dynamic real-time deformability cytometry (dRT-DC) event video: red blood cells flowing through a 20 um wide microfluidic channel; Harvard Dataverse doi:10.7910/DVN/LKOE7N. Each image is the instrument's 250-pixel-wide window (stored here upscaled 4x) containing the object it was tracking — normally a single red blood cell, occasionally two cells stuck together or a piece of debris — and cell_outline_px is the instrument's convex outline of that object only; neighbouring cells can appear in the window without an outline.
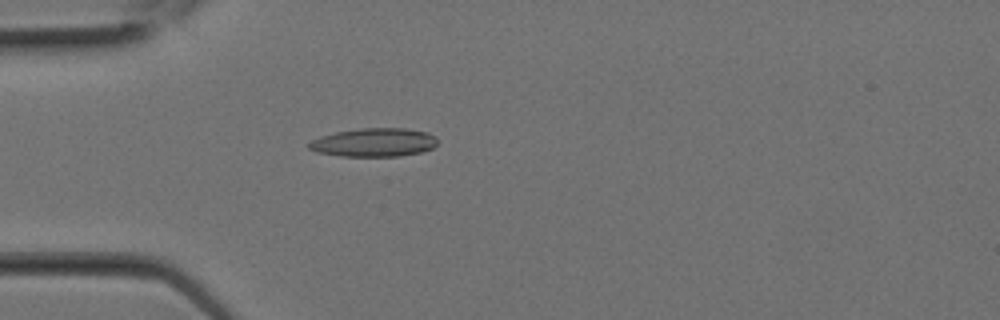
{"species": "Egyptian fruit bat (a non-hibernating species)", "species_latin": "Rousettus aegyptiacus", "temperature_condition": "room temperature", "stored_images_in_passage": 9, "camera_frame_rate_fps": 3000, "um_per_image_px": 0.085, "animal": {"sex": "female"}, "frame": {"image": 1, "passage_image": 7, "time_ms": 2.0, "image_size_px": [1000, 320], "cell_outline_px": [[436, 144], [432, 148], [420, 152], [400, 156], [340, 156], [316, 152], [308, 148], [308, 144], [312, 140], [320, 136], [336, 132], [360, 128], [404, 128], [428, 132], [436, 136]], "centroid_in_image_um": [31.78, 12.1], "position_along_channel_um": 53.2, "area_um2": 21.39}}
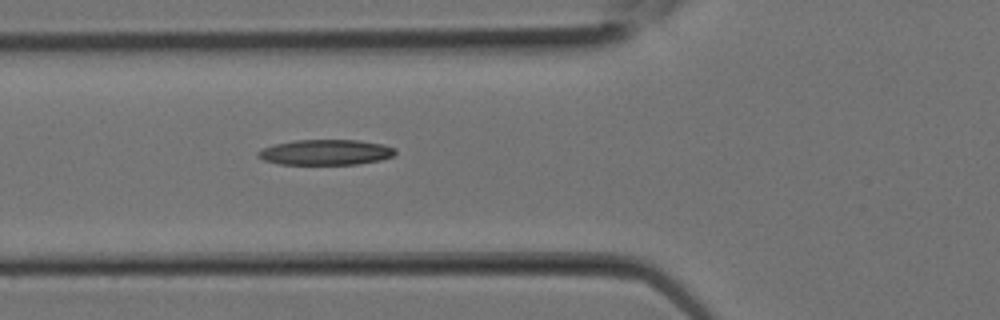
{"frame": {"image": 2, "passage_image": 9, "time_ms": 2.667, "image_size_px": [1000, 320], "cell_outline_px": [[396, 152], [392, 156], [380, 160], [356, 164], [280, 164], [264, 160], [256, 156], [256, 152], [264, 148], [276, 144], [296, 140], [360, 140], [384, 144], [396, 148]], "centroid_in_image_um": [27.7, 12.94], "position_along_channel_um": 98.1, "area_um2": 20.29}}